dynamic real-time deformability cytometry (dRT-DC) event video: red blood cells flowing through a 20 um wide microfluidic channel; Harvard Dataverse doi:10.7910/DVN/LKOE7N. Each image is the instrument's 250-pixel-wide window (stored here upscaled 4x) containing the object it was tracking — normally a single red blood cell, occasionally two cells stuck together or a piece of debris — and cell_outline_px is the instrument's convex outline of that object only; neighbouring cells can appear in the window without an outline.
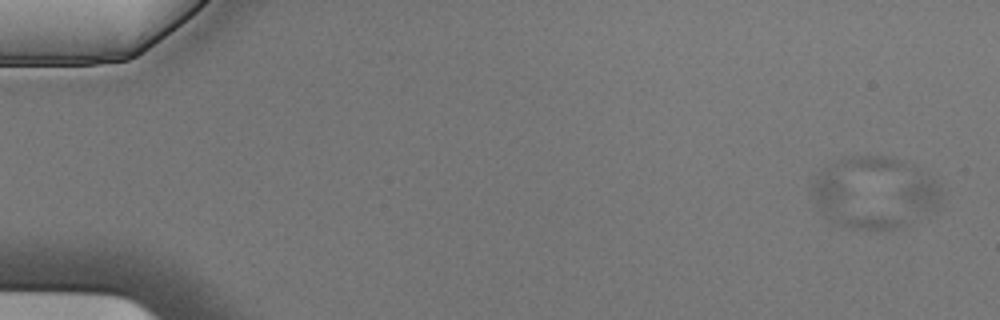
{"species": "Egyptian fruit bat (a non-hibernating species)", "species_latin": "Rousettus aegyptiacus", "temperature_condition": "cold", "stored_images_in_passage": 4, "camera_frame_rate_fps": 3000, "um_per_image_px": 0.085, "animal": {"sex": "male"}, "frame": {"image": 1, "passage_image": 1, "time_ms": 0.0, "image_size_px": [1000, 320], "cell_outline_px": [[940, 208], [908, 224], [892, 228], [852, 228], [840, 224], [832, 220], [920, 172], [924, 172], [940, 188]], "centroid_in_image_um": [76.15, 17.45], "position_along_channel_um": 8.9, "area_um2": 23.99}}